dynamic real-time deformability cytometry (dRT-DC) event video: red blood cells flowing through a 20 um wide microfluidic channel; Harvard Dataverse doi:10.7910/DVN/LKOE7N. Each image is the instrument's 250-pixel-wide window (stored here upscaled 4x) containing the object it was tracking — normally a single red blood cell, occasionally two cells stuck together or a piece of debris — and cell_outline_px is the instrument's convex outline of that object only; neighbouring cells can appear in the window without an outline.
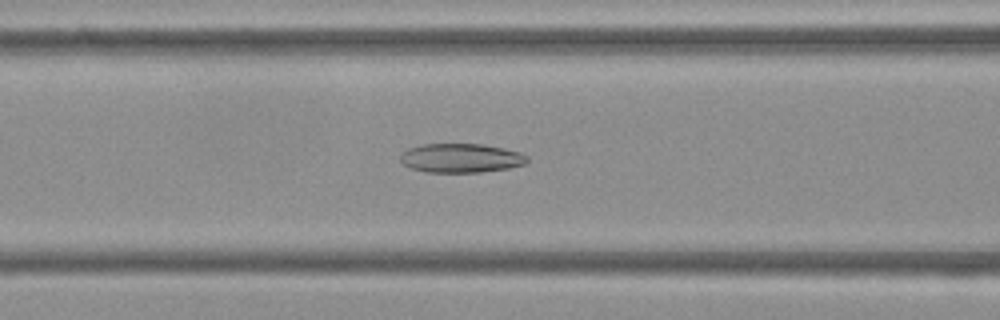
{"species": "Egyptian fruit bat (a non-hibernating species)", "species_latin": "Rousettus aegyptiacus", "temperature_condition": "cold", "stored_images_in_passage": 46, "camera_frame_rate_fps": 3000, "um_per_image_px": 0.085, "frame": {"image": 1, "passage_image": 14, "time_ms": 4.333, "image_size_px": [1000, 320], "cell_outline_px": [[528, 160], [524, 164], [508, 168], [480, 172], [424, 172], [412, 168], [404, 164], [400, 160], [400, 152], [408, 148], [420, 144], [484, 144], [504, 148], [520, 152], [528, 156]], "centroid_in_image_um": [39.16, 13.42], "position_along_channel_um": 127.4, "area_um2": 21.62}}
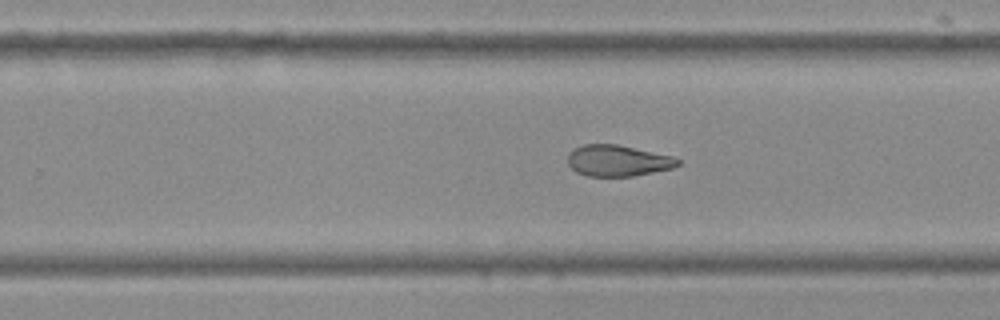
{"frame": {"image": 2, "passage_image": 26, "time_ms": 8.333, "image_size_px": [1000, 320], "cell_outline_px": [[680, 164], [672, 168], [632, 176], [588, 176], [576, 172], [568, 164], [568, 152], [584, 144], [616, 144], [672, 156], [680, 160]], "centroid_in_image_um": [52.49, 13.66], "position_along_channel_um": 277.3, "area_um2": 19.83}}
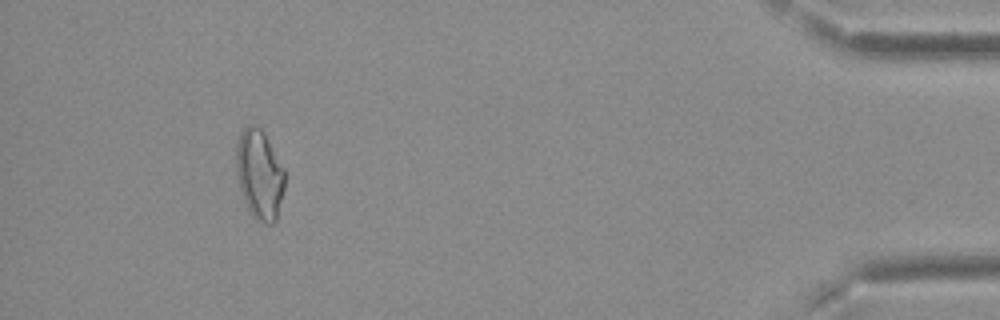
{"frame": {"image": 3, "passage_image": 42, "time_ms": 13.667, "image_size_px": [1000, 320], "cell_outline_px": [[284, 188], [276, 220], [272, 224], [264, 224], [256, 220], [248, 212], [240, 188], [236, 172], [236, 148], [240, 132], [248, 124], [256, 124], [264, 132], [284, 168]], "centroid_in_image_um": [22.04, 14.83], "position_along_channel_um": 413.2, "area_um2": 25.55}, "authors_computed_cell_mechanics": {"area_um2": 21.964, "velocity_mm_per_s": 3.7433, "shape_relaxation_time_tau1_ms": null, "shape_relaxation_time_tau2_ms": 4.7917, "deformation_change_tau1": null, "deformation_change_tau2": 0.125}}